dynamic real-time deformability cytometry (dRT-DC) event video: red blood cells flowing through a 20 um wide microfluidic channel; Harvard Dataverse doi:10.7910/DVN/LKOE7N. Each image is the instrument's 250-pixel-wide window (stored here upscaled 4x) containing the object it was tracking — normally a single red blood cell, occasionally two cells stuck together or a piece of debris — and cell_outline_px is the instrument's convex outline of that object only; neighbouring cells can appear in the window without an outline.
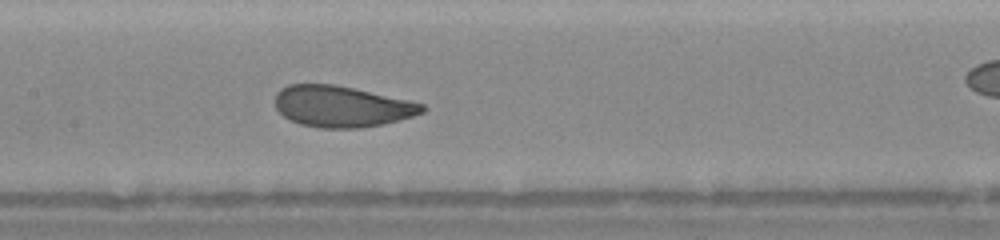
{"species": "human", "species_latin": "Homo sapiens", "temperature_condition": "warm", "stored_images_in_passage": 25, "camera_frame_rate_fps": 3000, "um_per_image_px": 0.085, "donor": {"sex": "female"}, "frame": {"image": 1, "passage_image": 11, "time_ms": 6.333, "image_size_px": [1000, 240], "cell_outline_px": [[428, 108], [424, 112], [400, 120], [384, 124], [360, 128], [320, 128], [300, 124], [284, 116], [276, 108], [276, 92], [280, 88], [288, 84], [336, 84], [408, 100], [424, 104]], "centroid_in_image_um": [29.06, 9.04], "position_along_channel_um": 178.3, "area_um2": 35.37}}
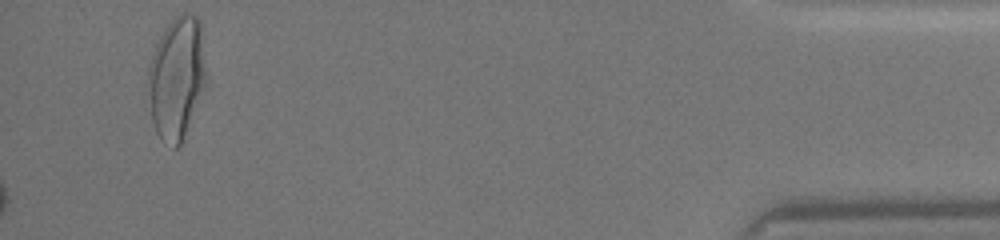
{"frame": {"image": 2, "passage_image": 25, "time_ms": 14.667, "image_size_px": [1000, 240], "cell_outline_px": [[204, 84], [180, 144], [176, 148], [160, 136], [156, 132], [152, 120], [148, 76], [148, 64], [152, 52], [164, 28], [180, 12], [188, 12], [196, 16], [200, 20], [204, 64]], "centroid_in_image_um": [14.98, 6.52], "position_along_channel_um": 420.2, "area_um2": 40.06}}